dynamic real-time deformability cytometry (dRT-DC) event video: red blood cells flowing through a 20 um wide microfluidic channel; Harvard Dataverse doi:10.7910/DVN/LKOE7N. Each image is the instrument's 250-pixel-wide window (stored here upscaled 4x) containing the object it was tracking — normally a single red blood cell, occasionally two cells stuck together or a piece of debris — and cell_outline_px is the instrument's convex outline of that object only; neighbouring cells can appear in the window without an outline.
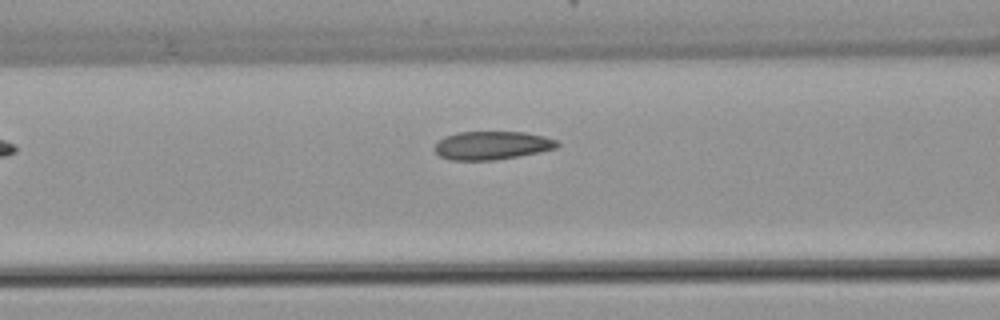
{"species": "common noctule bat (a hibernating species)", "species_latin": "Nyctalus noctula", "temperature_condition": "warm", "stored_images_in_passage": 6, "camera_frame_rate_fps": 3000, "um_per_image_px": 0.085, "animal": {"sex": "female", "body_mass_g": 22.7, "forearm_length_mm": 54.2}, "frame": {"image": 1, "passage_image": 6, "time_ms": 6.0, "image_size_px": [1000, 320], "cell_outline_px": [[560, 144], [556, 148], [540, 152], [496, 160], [448, 160], [440, 156], [432, 148], [436, 140], [444, 136], [456, 132], [524, 132], [544, 136], [556, 140]], "centroid_in_image_um": [41.75, 12.36], "position_along_channel_um": 124.8, "area_um2": 20.52}}